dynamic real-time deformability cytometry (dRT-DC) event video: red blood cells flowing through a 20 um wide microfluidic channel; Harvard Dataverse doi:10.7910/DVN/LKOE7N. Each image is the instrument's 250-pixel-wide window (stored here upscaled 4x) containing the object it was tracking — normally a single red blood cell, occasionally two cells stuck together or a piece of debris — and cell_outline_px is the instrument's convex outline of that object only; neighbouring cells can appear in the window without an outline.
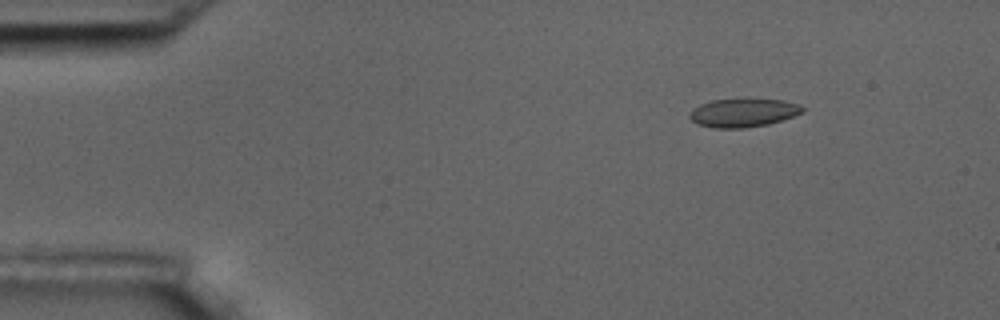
{"species": "common noctule bat (a hibernating species)", "species_latin": "Nyctalus noctula", "temperature_condition": "room temperature", "stored_images_in_passage": 7, "camera_frame_rate_fps": 3000, "um_per_image_px": 0.085, "animal": {"sex": "male", "body_mass_g": 17.5, "forearm_length_mm": 52.3}, "frame": {"image": 1, "passage_image": 3, "time_ms": 2.333, "image_size_px": [1000, 320], "cell_outline_px": [[804, 112], [768, 124], [744, 128], [712, 128], [696, 124], [688, 116], [688, 112], [692, 108], [700, 104], [712, 100], [784, 100], [796, 104], [804, 108]], "centroid_in_image_um": [63.1, 9.6], "position_along_channel_um": 21.9, "area_um2": 18.5}}
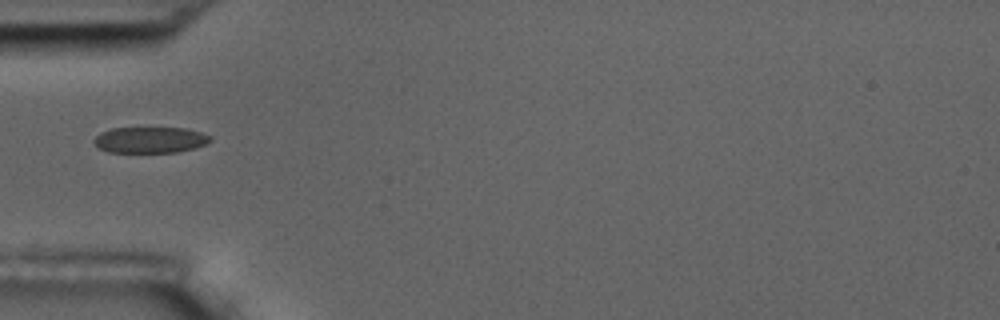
{"frame": {"image": 2, "passage_image": 6, "time_ms": 6.0, "image_size_px": [1000, 320], "cell_outline_px": [[212, 140], [208, 144], [196, 148], [176, 152], [108, 152], [100, 148], [92, 140], [100, 132], [112, 128], [184, 128], [200, 132], [212, 136]], "centroid_in_image_um": [12.8, 11.89], "position_along_channel_um": 72.2, "area_um2": 17.74}}